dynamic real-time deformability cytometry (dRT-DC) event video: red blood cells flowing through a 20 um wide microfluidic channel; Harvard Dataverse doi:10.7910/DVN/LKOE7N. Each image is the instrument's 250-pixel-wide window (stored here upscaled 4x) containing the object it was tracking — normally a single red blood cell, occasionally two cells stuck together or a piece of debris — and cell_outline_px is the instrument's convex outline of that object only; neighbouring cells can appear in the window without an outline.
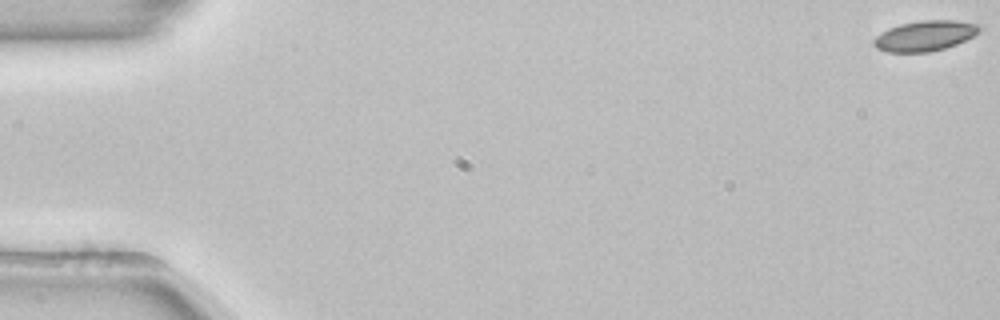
{"species": "common noctule bat (a hibernating species)", "species_latin": "Nyctalus noctula", "temperature_condition": "room temperature", "stored_images_in_passage": 54, "camera_frame_rate_fps": 3000, "um_per_image_px": 0.085, "animal": {"sex": "female", "body_mass_g": 22.7, "forearm_length_mm": 54.2}, "frame": {"image": 1, "passage_image": 1, "time_ms": 0.0, "image_size_px": [1000, 320], "cell_outline_px": [[984, 28], [972, 36], [956, 44], [944, 48], [928, 52], [888, 52], [876, 48], [872, 44], [872, 40], [880, 32], [888, 28], [900, 24], [920, 20], [956, 20], [980, 24]], "centroid_in_image_um": [78.6, 3.03], "position_along_channel_um": 6.4, "area_um2": 18.84}}
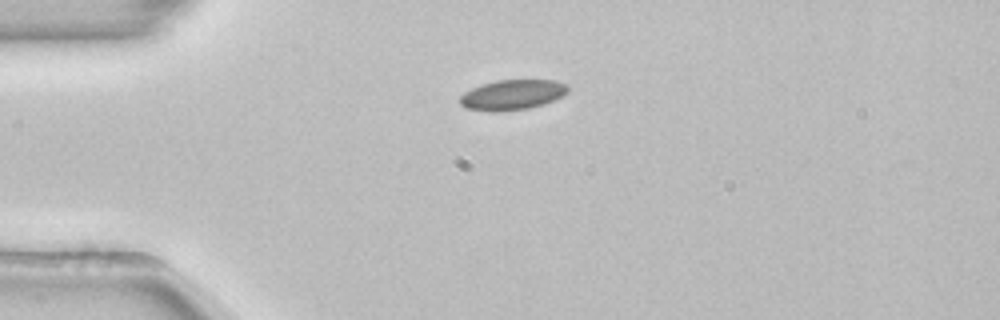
{"frame": {"image": 2, "passage_image": 14, "time_ms": 4.333, "image_size_px": [1000, 320], "cell_outline_px": [[568, 92], [544, 104], [528, 108], [492, 112], [464, 108], [460, 104], [460, 96], [464, 92], [480, 84], [496, 80], [556, 80], [564, 84], [568, 88]], "centroid_in_image_um": [43.49, 8.05], "position_along_channel_um": 41.5, "area_um2": 18.9}}
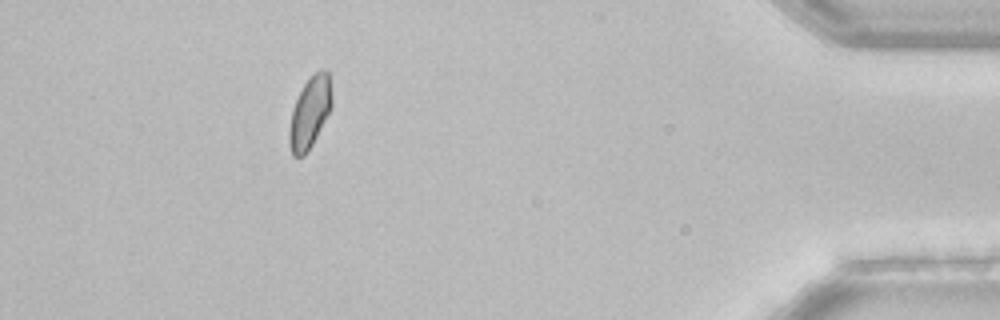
{"frame": {"image": 3, "passage_image": 49, "time_ms": 16.0, "image_size_px": [1000, 320], "cell_outline_px": [[332, 108], [312, 144], [304, 156], [292, 156], [288, 144], [288, 132], [292, 108], [304, 84], [312, 72], [320, 68], [324, 68], [328, 72], [332, 96]], "centroid_in_image_um": [26.33, 9.54], "position_along_channel_um": 408.9, "area_um2": 17.98}, "authors_computed_cell_mechanics": {"area_um2": 18.496, "velocity_mm_per_s": 3.8678, "shape_relaxation_time_tau1_ms": 4.9486, "shape_relaxation_time_tau2_ms": 7.6777, "deformation_change_tau1": 0.0671, "deformation_change_tau2": 0.0775}}